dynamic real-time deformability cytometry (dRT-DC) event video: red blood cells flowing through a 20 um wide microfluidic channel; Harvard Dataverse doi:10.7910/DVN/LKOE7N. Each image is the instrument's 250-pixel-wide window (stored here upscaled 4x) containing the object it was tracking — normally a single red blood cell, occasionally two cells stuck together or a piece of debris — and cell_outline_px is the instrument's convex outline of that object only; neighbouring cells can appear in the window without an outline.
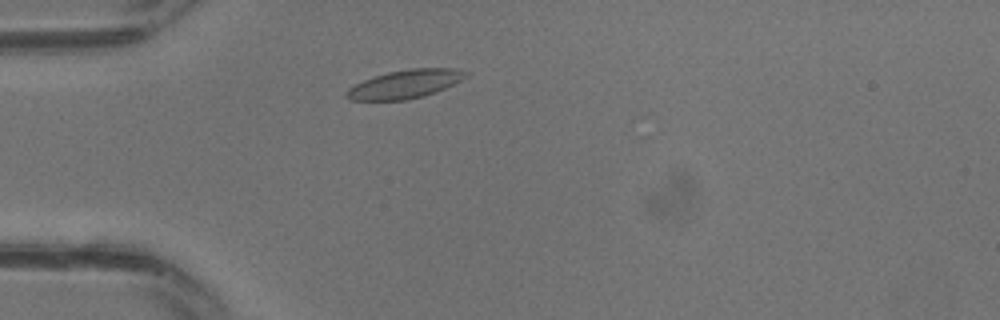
{"species": "common noctule bat (a hibernating species)", "species_latin": "Nyctalus noctula", "temperature_condition": "warm", "stored_images_in_passage": 26, "camera_frame_rate_fps": 3000, "um_per_image_px": 0.085, "animal": {"sex": "male", "body_mass_g": 13.3}, "frame": {"image": 1, "passage_image": 4, "time_ms": 1.0, "image_size_px": [1000, 320], "cell_outline_px": [[468, 72], [460, 80], [444, 88], [424, 96], [404, 100], [352, 100], [344, 96], [344, 92], [348, 88], [372, 76], [388, 72], [408, 68], [452, 68]], "centroid_in_image_um": [34.36, 7.15], "position_along_channel_um": 50.6, "area_um2": 19.59}}
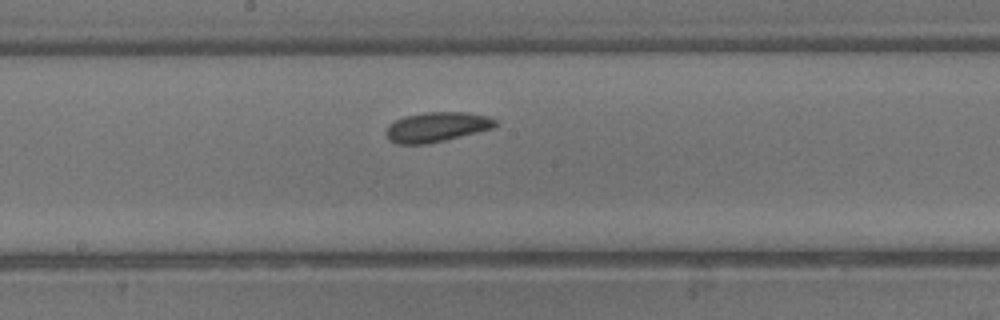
{"frame": {"image": 2, "passage_image": 12, "time_ms": 3.667, "image_size_px": [1000, 320], "cell_outline_px": [[496, 128], [428, 144], [396, 144], [388, 140], [384, 132], [396, 120], [404, 116], [424, 112], [468, 112], [488, 116], [496, 120]], "centroid_in_image_um": [37.14, 10.8], "position_along_channel_um": 211.1, "area_um2": 19.13}}
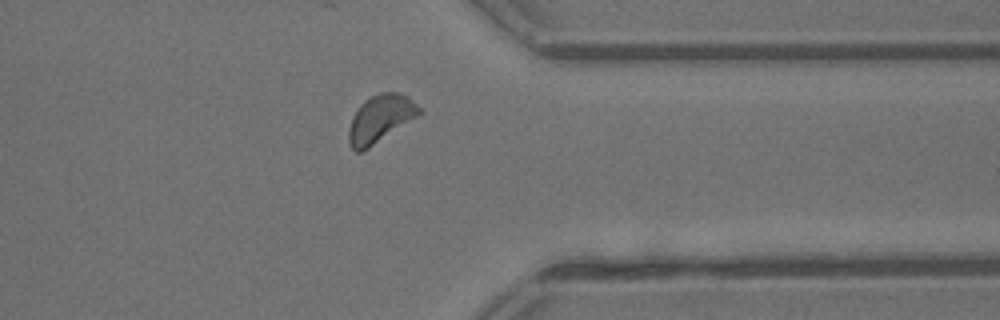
{"frame": {"image": 3, "passage_image": 20, "time_ms": 6.333, "image_size_px": [1000, 320], "cell_outline_px": [[424, 112], [368, 148], [360, 152], [356, 152], [348, 144], [348, 128], [352, 116], [360, 104], [364, 100], [380, 92], [400, 92], [408, 96]], "centroid_in_image_um": [32.31, 10.08], "position_along_channel_um": 379.1, "area_um2": 19.54}}